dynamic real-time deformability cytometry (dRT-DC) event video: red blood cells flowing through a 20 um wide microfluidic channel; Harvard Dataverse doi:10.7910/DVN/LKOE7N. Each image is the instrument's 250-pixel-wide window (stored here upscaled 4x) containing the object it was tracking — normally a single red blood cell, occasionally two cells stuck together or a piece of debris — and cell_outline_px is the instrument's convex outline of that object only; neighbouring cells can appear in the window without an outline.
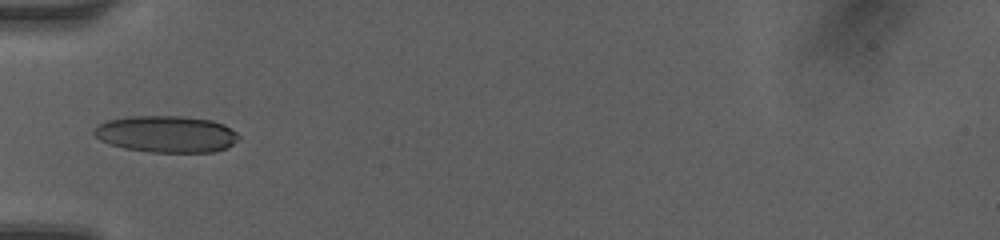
{"species": "human", "species_latin": "Homo sapiens", "temperature_condition": "room temperature", "stored_images_in_passage": 33, "camera_frame_rate_fps": 3000, "um_per_image_px": 0.085, "donor": {"sex": "female"}, "frame": {"image": 1, "passage_image": 1, "time_ms": 0.0, "image_size_px": [1000, 240], "cell_outline_px": [[240, 136], [232, 144], [224, 148], [212, 152], [152, 152], [124, 148], [100, 140], [92, 132], [100, 124], [108, 120], [128, 116], [184, 116], [212, 120], [224, 124], [236, 132]], "centroid_in_image_um": [14.15, 11.39], "position_along_channel_um": 70.9, "area_um2": 30.75}}
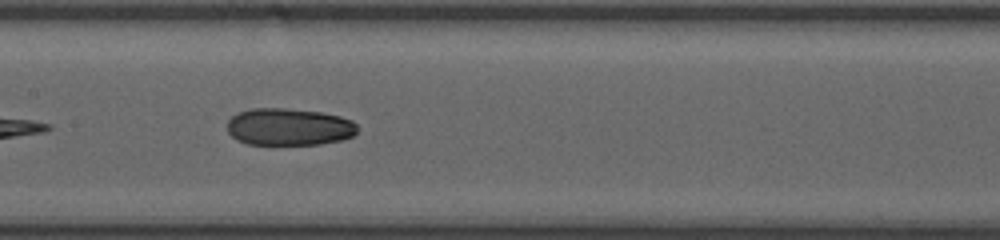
{"frame": {"image": 2, "passage_image": 9, "time_ms": 2.667, "image_size_px": [1000, 240], "cell_outline_px": [[356, 132], [352, 136], [340, 140], [320, 144], [248, 144], [236, 140], [228, 132], [228, 120], [236, 112], [252, 108], [284, 108], [320, 112], [340, 116], [352, 120], [356, 124]], "centroid_in_image_um": [24.53, 10.78], "position_along_channel_um": 182.9, "area_um2": 28.21}}
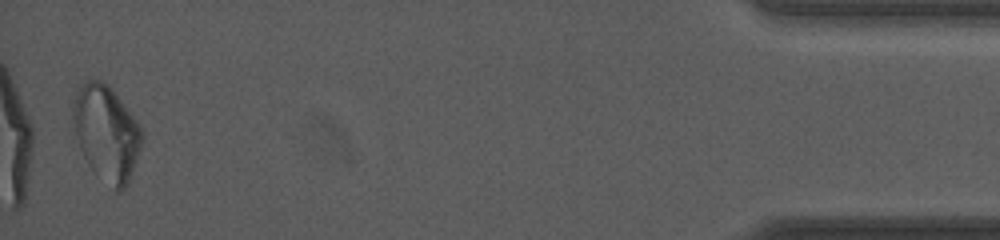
{"frame": {"image": 3, "passage_image": 32, "time_ms": 10.333, "image_size_px": [1000, 240], "cell_outline_px": [[144, 140], [128, 184], [120, 192], [116, 192], [92, 172], [80, 148], [72, 120], [72, 104], [76, 92], [80, 84], [88, 80], [104, 80], [108, 84], [140, 124], [144, 132]], "centroid_in_image_um": [9.06, 11.32], "position_along_channel_um": 426.1, "area_um2": 38.84}, "authors_computed_cell_mechanics": {"area_um2": 29.3624, "velocity_mm_per_s": 4.207, "shape_relaxation_time_tau1_ms": null, "shape_relaxation_time_tau2_ms": 3.7934, "deformation_change_tau1": null, "deformation_change_tau2": 0.0796}}